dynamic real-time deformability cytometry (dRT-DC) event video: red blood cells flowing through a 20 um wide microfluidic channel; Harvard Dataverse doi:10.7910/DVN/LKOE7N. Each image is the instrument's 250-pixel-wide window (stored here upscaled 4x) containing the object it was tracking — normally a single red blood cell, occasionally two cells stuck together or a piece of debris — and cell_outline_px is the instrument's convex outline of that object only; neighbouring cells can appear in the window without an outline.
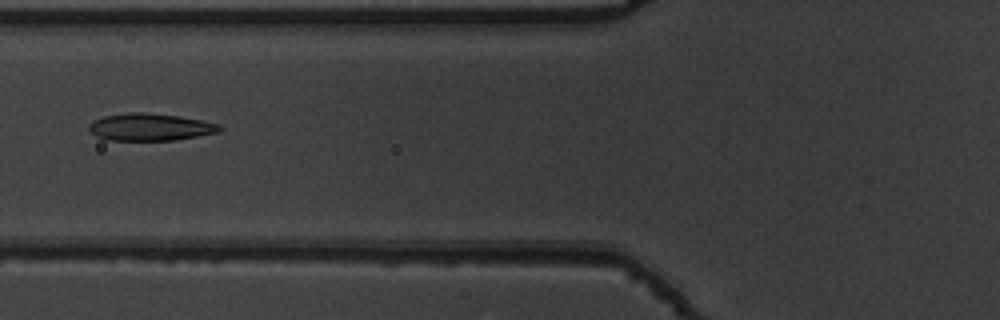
{"species": "common noctule bat (a hibernating species)", "species_latin": "Nyctalus noctula", "temperature_condition": "warm", "stored_images_in_passage": 37, "camera_frame_rate_fps": 3000, "um_per_image_px": 0.085, "animal": {"sex": "male", "body_mass_g": 19.5, "forearm_length_mm": 54.6}, "frame": {"image": 1, "passage_image": 5, "time_ms": 1.333, "image_size_px": [1000, 320], "cell_outline_px": [[224, 128], [220, 132], [176, 140], [104, 140], [96, 136], [88, 128], [88, 124], [92, 120], [104, 116], [128, 112], [144, 112], [180, 116], [220, 124]], "centroid_in_image_um": [12.76, 10.8], "position_along_channel_um": 113.0, "area_um2": 20.98}}
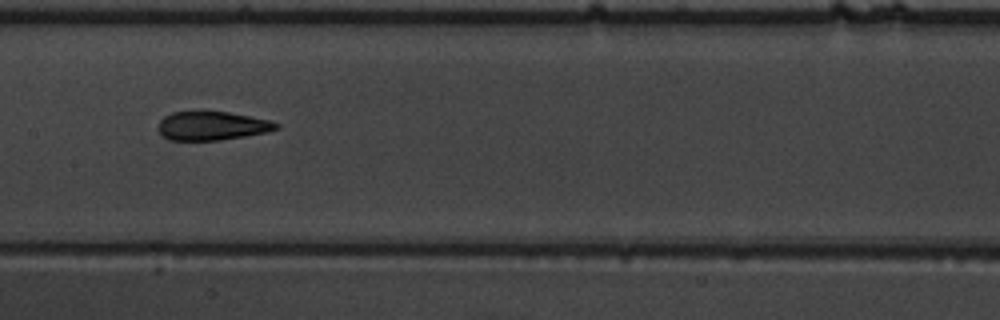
{"frame": {"image": 2, "passage_image": 11, "time_ms": 3.333, "image_size_px": [1000, 320], "cell_outline_px": [[280, 128], [268, 132], [220, 140], [168, 140], [160, 132], [160, 120], [164, 116], [172, 112], [200, 108], [204, 108], [228, 112], [272, 120], [280, 124]], "centroid_in_image_um": [18.04, 10.64], "position_along_channel_um": 189.4, "area_um2": 20.52}}
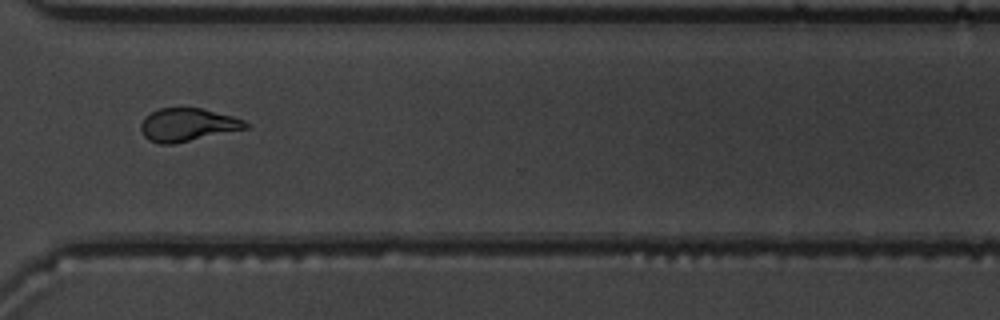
{"frame": {"image": 3, "passage_image": 24, "time_ms": 7.667, "image_size_px": [1000, 320], "cell_outline_px": [[248, 128], [172, 144], [160, 144], [148, 140], [144, 136], [140, 128], [140, 124], [144, 116], [160, 108], [200, 108], [232, 116], [244, 120], [248, 124]], "centroid_in_image_um": [15.9, 10.61], "position_along_channel_um": 354.7, "area_um2": 20.0}, "authors_computed_cell_mechanics": {"area_um2": 20.23, "velocity_mm_per_s": 3.8142, "shape_relaxation_time_tau1_ms": 3.9869, "shape_relaxation_time_tau2_ms": 2.0636, "deformation_change_tau1": 0.1675, "deformation_change_tau2": 0.0847}}